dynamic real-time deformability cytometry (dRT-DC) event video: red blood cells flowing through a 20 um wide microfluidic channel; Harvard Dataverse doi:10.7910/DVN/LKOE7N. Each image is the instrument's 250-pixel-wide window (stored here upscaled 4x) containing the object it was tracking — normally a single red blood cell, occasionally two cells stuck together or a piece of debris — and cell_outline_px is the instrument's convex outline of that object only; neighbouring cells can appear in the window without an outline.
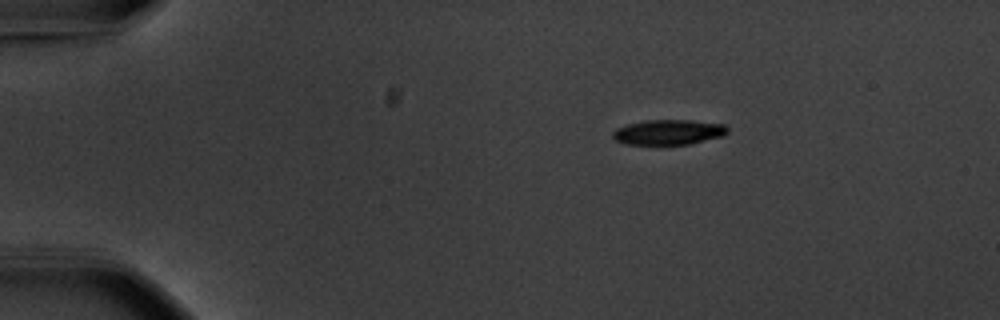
{"species": "common noctule bat (a hibernating species)", "species_latin": "Nyctalus noctula", "temperature_condition": "warm", "stored_images_in_passage": 47, "camera_frame_rate_fps": 3000, "um_per_image_px": 0.085, "animal": {"sex": "male", "body_mass_g": 20.1, "forearm_length_mm": 53.5}, "frame": {"image": 1, "passage_image": 1, "time_ms": 0.0, "image_size_px": [1000, 320], "cell_outline_px": [[728, 132], [724, 136], [688, 144], [624, 144], [616, 140], [612, 136], [612, 132], [616, 128], [628, 124], [644, 120], [692, 120], [724, 124], [728, 128]], "centroid_in_image_um": [56.83, 11.23], "position_along_channel_um": 28.2, "area_um2": 16.82}}
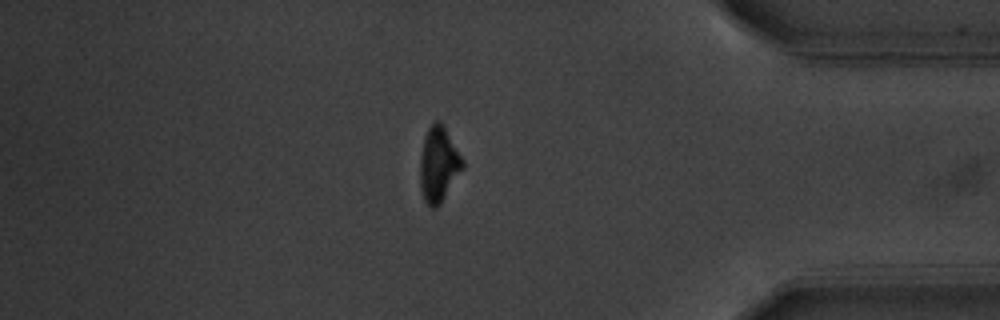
{"frame": {"image": 2, "passage_image": 39, "time_ms": 12.667, "image_size_px": [1000, 320], "cell_outline_px": [[464, 168], [440, 204], [436, 208], [432, 208], [424, 200], [420, 188], [420, 156], [424, 136], [428, 128], [436, 120], [440, 120], [464, 160]], "centroid_in_image_um": [37.28, 13.98], "position_along_channel_um": 397.9, "area_um2": 18.67}}
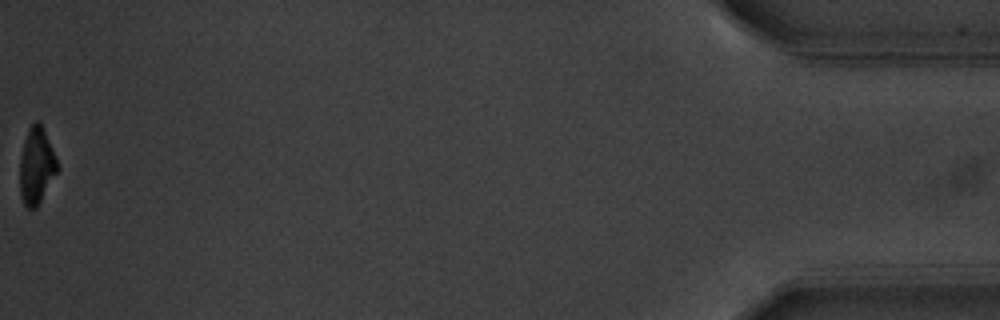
{"frame": {"image": 3, "passage_image": 47, "time_ms": 15.333, "image_size_px": [1000, 320], "cell_outline_px": [[56, 172], [36, 208], [28, 208], [24, 204], [20, 196], [20, 160], [24, 140], [28, 128], [36, 120], [40, 120], [56, 160]], "centroid_in_image_um": [3.05, 14.07], "position_along_channel_um": 432.1, "area_um2": 16.18}, "authors_computed_cell_mechanics": {"area_um2": 18.496, "velocity_mm_per_s": 3.6997, "shape_relaxation_time_tau1_ms": 3.0478, "shape_relaxation_time_tau2_ms": null, "deformation_change_tau1": 0.15, "deformation_change_tau2": null}}